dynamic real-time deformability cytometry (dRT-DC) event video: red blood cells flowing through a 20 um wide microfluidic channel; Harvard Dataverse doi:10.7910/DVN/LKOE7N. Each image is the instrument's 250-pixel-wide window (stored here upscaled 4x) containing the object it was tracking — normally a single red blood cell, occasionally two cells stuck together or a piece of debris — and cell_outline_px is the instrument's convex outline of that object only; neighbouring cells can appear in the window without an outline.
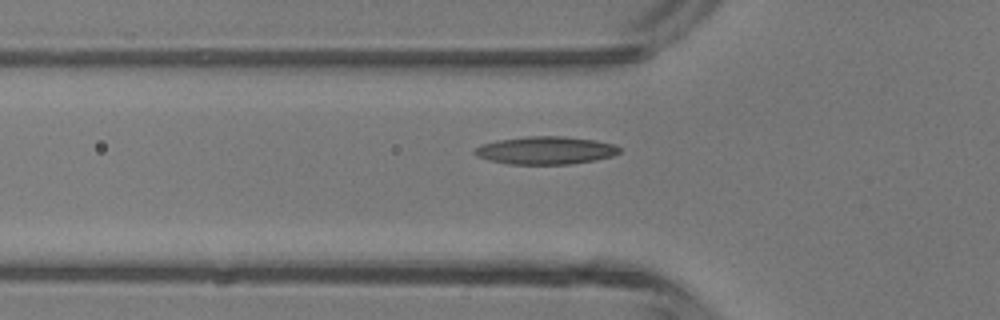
{"species": "common noctule bat (a hibernating species)", "species_latin": "Nyctalus noctula", "temperature_condition": "room temperature", "stored_images_in_passage": 2, "camera_frame_rate_fps": 3000, "um_per_image_px": 0.085, "animal": {"sex": "male", "body_mass_g": 13.3}, "frame": {"image": 1, "passage_image": 2, "time_ms": 0.333, "image_size_px": [1000, 320], "cell_outline_px": [[620, 152], [612, 156], [596, 160], [572, 164], [508, 164], [488, 160], [476, 156], [472, 152], [480, 144], [496, 140], [524, 136], [564, 136], [596, 140], [616, 144], [620, 148]], "centroid_in_image_um": [46.37, 12.77], "position_along_channel_um": 79.4, "area_um2": 23.81}}